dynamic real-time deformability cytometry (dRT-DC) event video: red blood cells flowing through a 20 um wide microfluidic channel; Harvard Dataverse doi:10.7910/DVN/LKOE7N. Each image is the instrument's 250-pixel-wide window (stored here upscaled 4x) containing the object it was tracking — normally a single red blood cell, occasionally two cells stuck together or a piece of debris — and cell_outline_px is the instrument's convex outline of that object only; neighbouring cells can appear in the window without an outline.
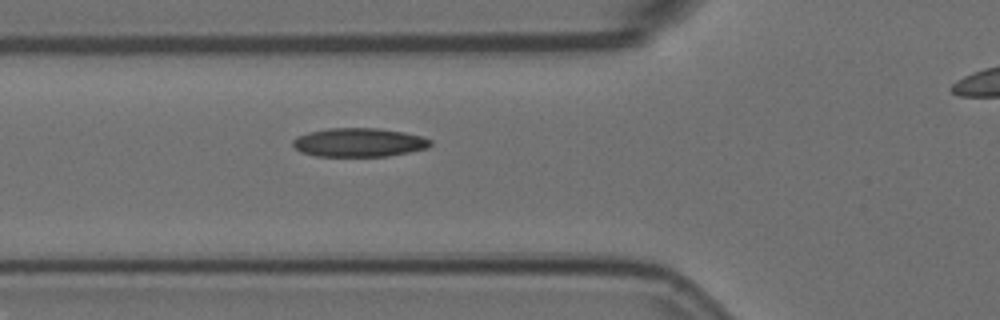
{"species": "Egyptian fruit bat (a non-hibernating species)", "species_latin": "Rousettus aegyptiacus", "temperature_condition": "room temperature", "stored_images_in_passage": 3, "segment_of_instrument_passage": [1, 2], "camera_frame_rate_fps": 3000, "um_per_image_px": 0.085, "animal": {"sex": "female"}, "frame": {"image": 1, "passage_image": 2, "time_ms": 0.333, "image_size_px": [1000, 320], "cell_outline_px": [[432, 144], [428, 148], [388, 156], [316, 156], [300, 152], [292, 144], [292, 140], [296, 136], [308, 132], [328, 128], [380, 128], [404, 132], [420, 136], [432, 140]], "centroid_in_image_um": [30.5, 12.1], "position_along_channel_um": 95.3, "area_um2": 23.18}}